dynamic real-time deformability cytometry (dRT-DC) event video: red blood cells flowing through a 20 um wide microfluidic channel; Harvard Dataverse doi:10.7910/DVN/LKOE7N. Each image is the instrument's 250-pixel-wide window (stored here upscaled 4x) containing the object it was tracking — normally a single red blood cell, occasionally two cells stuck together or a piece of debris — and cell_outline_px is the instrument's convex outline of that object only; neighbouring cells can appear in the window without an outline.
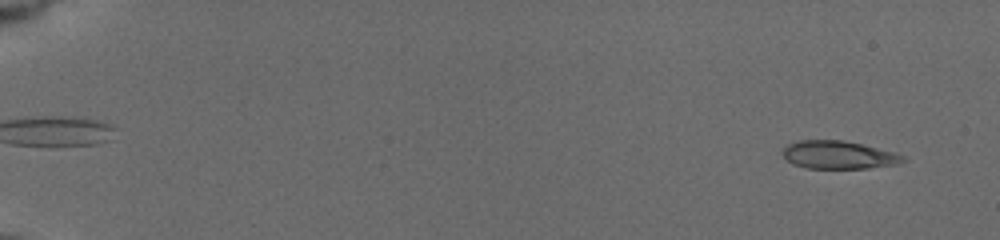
{"species": "common noctule bat (a hibernating species)", "species_latin": "Nyctalus noctula", "temperature_condition": "cold", "stored_images_in_passage": 56, "camera_frame_rate_fps": 3000, "um_per_image_px": 0.085, "animal": {"sex": "female", "body_mass_g": 19.5, "forearm_length_mm": 54.1}, "frame": {"image": 1, "passage_image": 3, "time_ms": 0.667, "image_size_px": [1000, 240], "cell_outline_px": [[908, 160], [896, 164], [868, 168], [808, 168], [792, 164], [784, 156], [784, 148], [788, 144], [800, 140], [844, 140], [892, 152], [904, 156]], "centroid_in_image_um": [71.27, 13.17], "position_along_channel_um": 13.7, "area_um2": 19.31}}
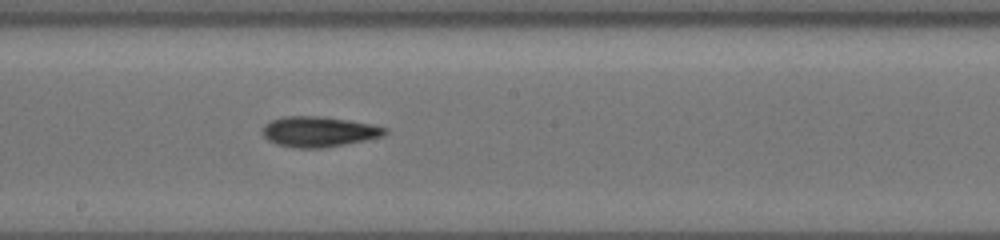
{"frame": {"image": 2, "passage_image": 33, "time_ms": 10.667, "image_size_px": [1000, 240], "cell_outline_px": [[388, 132], [384, 136], [324, 148], [292, 148], [276, 144], [268, 140], [264, 136], [264, 128], [272, 120], [284, 116], [316, 116], [344, 120], [368, 124], [384, 128]], "centroid_in_image_um": [27.07, 11.21], "position_along_channel_um": 221.1, "area_um2": 21.15}}
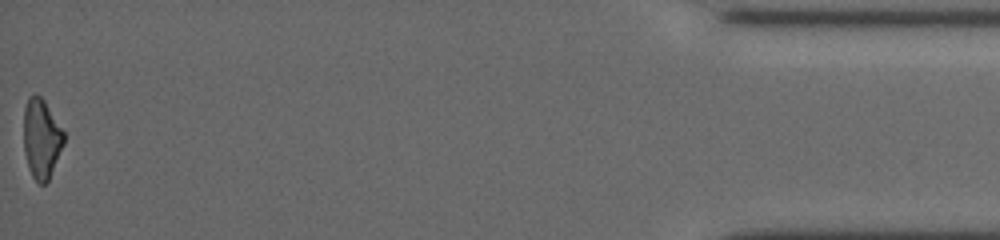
{"frame": {"image": 3, "passage_image": 56, "time_ms": 18.333, "image_size_px": [1000, 240], "cell_outline_px": [[64, 144], [48, 180], [44, 184], [40, 184], [32, 176], [28, 168], [24, 152], [24, 108], [28, 96], [40, 96], [44, 100], [64, 132]], "centroid_in_image_um": [3.51, 11.79], "position_along_channel_um": 431.7, "area_um2": 18.44}, "authors_computed_cell_mechanics": {"area_um2": 20.0277, "velocity_mm_per_s": 3.7782, "shape_relaxation_time_tau1_ms": 3.2196, "shape_relaxation_time_tau2_ms": 4.9466, "deformation_change_tau1": 0.1433, "deformation_change_tau2": 0.1525}}